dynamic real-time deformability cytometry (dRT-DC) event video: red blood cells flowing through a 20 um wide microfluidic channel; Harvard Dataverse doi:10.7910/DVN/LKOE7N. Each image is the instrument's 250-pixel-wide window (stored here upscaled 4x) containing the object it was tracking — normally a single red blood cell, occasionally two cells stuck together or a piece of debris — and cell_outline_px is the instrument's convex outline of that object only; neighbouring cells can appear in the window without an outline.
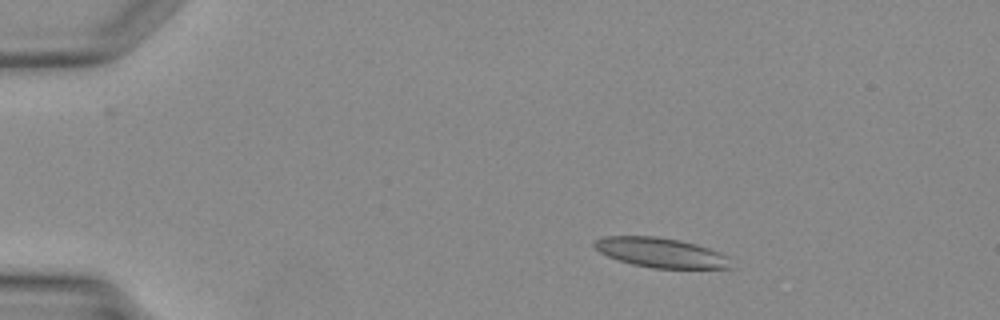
{"species": "Egyptian fruit bat (a non-hibernating species)", "species_latin": "Rousettus aegyptiacus", "temperature_condition": "warm", "stored_images_in_passage": 12, "camera_frame_rate_fps": 3000, "um_per_image_px": 0.085, "animal": {"sex": "female"}, "frame": {"image": 1, "passage_image": 1, "time_ms": 0.0, "image_size_px": [1000, 320], "cell_outline_px": [[736, 268], [652, 268], [632, 264], [608, 256], [600, 252], [592, 244], [592, 240], [604, 236], [656, 236], [680, 240], [696, 244], [720, 252], [728, 256]], "centroid_in_image_um": [56.19, 21.47], "position_along_channel_um": 28.8, "area_um2": 23.81}}
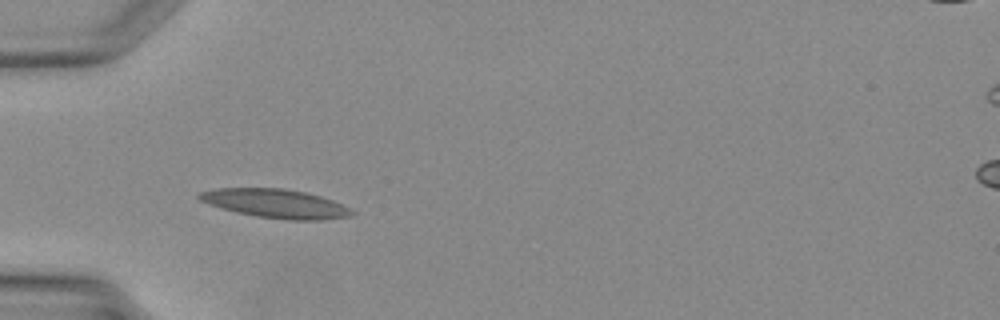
{"frame": {"image": 2, "passage_image": 7, "time_ms": 2.0, "image_size_px": [1000, 320], "cell_outline_px": [[356, 212], [348, 216], [320, 220], [292, 220], [256, 216], [236, 212], [208, 204], [200, 200], [196, 196], [200, 192], [216, 188], [284, 188], [304, 192], [320, 196], [332, 200]], "centroid_in_image_um": [23.38, 17.29], "position_along_channel_um": 61.6, "area_um2": 25.37}}
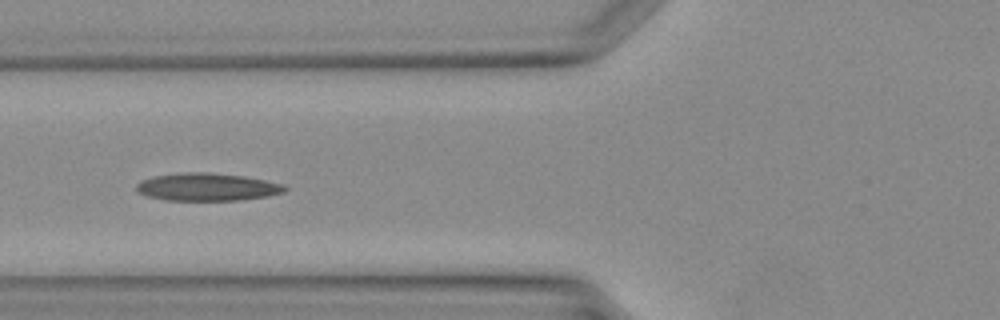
{"frame": {"image": 3, "passage_image": 10, "time_ms": 3.0, "image_size_px": [1000, 320], "cell_outline_px": [[288, 188], [284, 192], [268, 196], [240, 200], [164, 200], [148, 196], [136, 192], [136, 184], [140, 180], [152, 176], [184, 172], [208, 172], [244, 176], [284, 184]], "centroid_in_image_um": [17.58, 15.89], "position_along_channel_um": 108.2, "area_um2": 24.1}}